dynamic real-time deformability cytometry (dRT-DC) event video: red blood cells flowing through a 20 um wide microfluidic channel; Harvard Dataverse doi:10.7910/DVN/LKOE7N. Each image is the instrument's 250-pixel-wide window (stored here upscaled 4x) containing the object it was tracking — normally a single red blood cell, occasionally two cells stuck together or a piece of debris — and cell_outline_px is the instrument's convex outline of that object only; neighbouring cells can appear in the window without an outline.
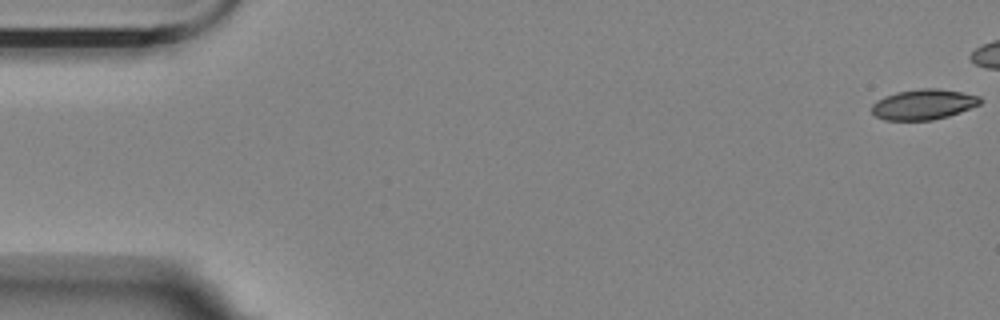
{"species": "Egyptian fruit bat (a non-hibernating species)", "species_latin": "Rousettus aegyptiacus", "temperature_condition": "room temperature", "stored_images_in_passage": 46, "camera_frame_rate_fps": 3000, "um_per_image_px": 0.085, "animal": {"sex": "female"}, "frame": {"image": 1, "passage_image": 1, "time_ms": 0.0, "image_size_px": [1000, 320], "cell_outline_px": [[980, 104], [960, 112], [948, 116], [932, 120], [884, 120], [876, 116], [872, 112], [872, 104], [876, 100], [884, 96], [896, 92], [920, 88], [936, 88], [960, 92], [980, 96]], "centroid_in_image_um": [78.46, 8.87], "position_along_channel_um": 6.5, "area_um2": 19.13}}
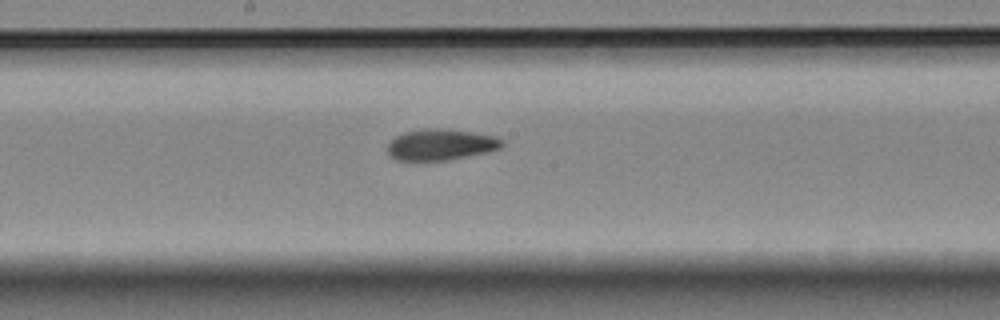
{"frame": {"image": 2, "passage_image": 30, "time_ms": 9.667, "image_size_px": [1000, 320], "cell_outline_px": [[504, 144], [500, 148], [488, 152], [448, 160], [396, 160], [388, 156], [388, 144], [396, 136], [404, 132], [428, 128], [440, 128], [472, 132], [496, 136], [504, 140]], "centroid_in_image_um": [37.48, 12.29], "position_along_channel_um": 210.7, "area_um2": 20.81}}
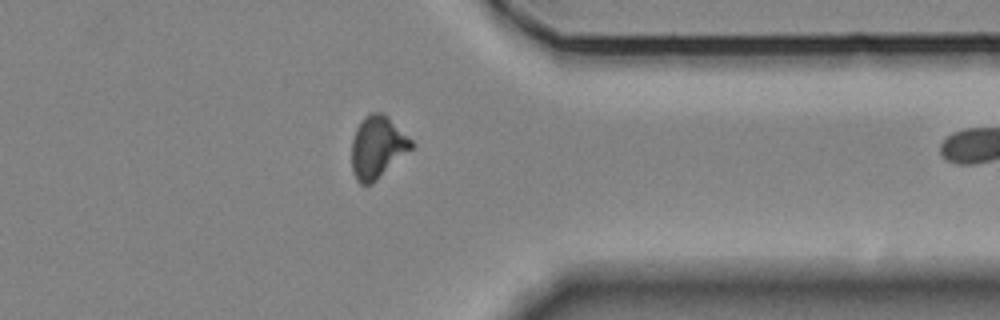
{"frame": {"image": 3, "passage_image": 45, "time_ms": 14.667, "image_size_px": [1000, 320], "cell_outline_px": [[416, 144], [412, 148], [372, 184], [360, 184], [356, 180], [352, 172], [352, 140], [356, 128], [364, 116], [372, 112], [380, 112], [388, 116]], "centroid_in_image_um": [32.07, 12.5], "position_along_channel_um": 379.3, "area_um2": 21.62}}